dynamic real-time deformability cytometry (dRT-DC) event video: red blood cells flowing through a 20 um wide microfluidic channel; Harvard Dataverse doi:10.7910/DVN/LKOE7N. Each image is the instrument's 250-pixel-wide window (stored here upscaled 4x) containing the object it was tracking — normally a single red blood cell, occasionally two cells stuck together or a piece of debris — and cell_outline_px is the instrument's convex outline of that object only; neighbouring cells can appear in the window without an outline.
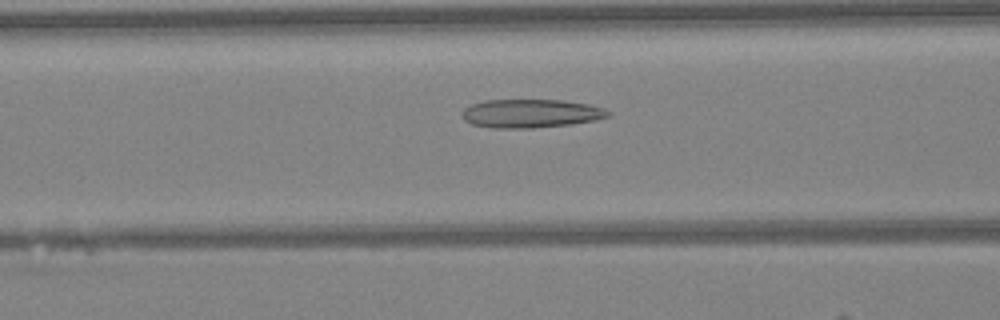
{"species": "Egyptian fruit bat (a non-hibernating species)", "species_latin": "Rousettus aegyptiacus", "temperature_condition": "warm", "stored_images_in_passage": 30, "camera_frame_rate_fps": 3000, "um_per_image_px": 0.085, "animal": {"sex": "female"}, "frame": {"image": 1, "passage_image": 11, "time_ms": 3.333, "image_size_px": [1000, 320], "cell_outline_px": [[612, 112], [608, 116], [596, 120], [572, 124], [532, 128], [492, 128], [472, 124], [464, 120], [460, 116], [460, 112], [464, 108], [472, 104], [484, 100], [564, 100], [588, 104], [604, 108]], "centroid_in_image_um": [45.1, 9.64], "position_along_channel_um": 121.5, "area_um2": 24.51}}
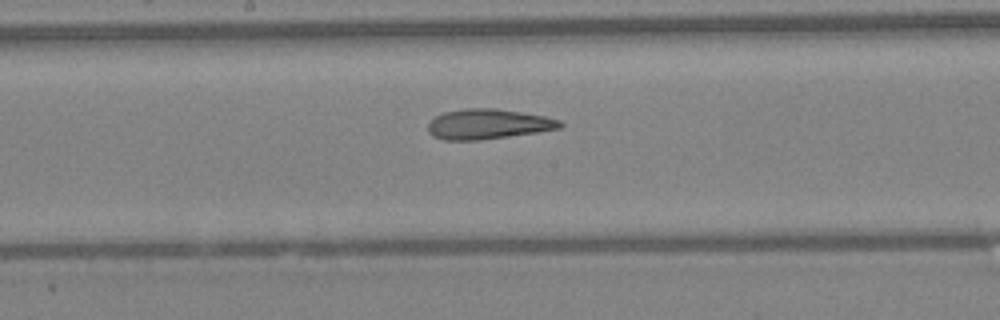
{"frame": {"image": 2, "passage_image": 17, "time_ms": 5.333, "image_size_px": [1000, 320], "cell_outline_px": [[564, 124], [560, 128], [536, 132], [476, 140], [444, 140], [432, 136], [428, 132], [428, 124], [436, 116], [444, 112], [464, 108], [496, 108], [544, 116], [560, 120]], "centroid_in_image_um": [41.46, 10.54], "position_along_channel_um": 206.7, "area_um2": 22.95}}
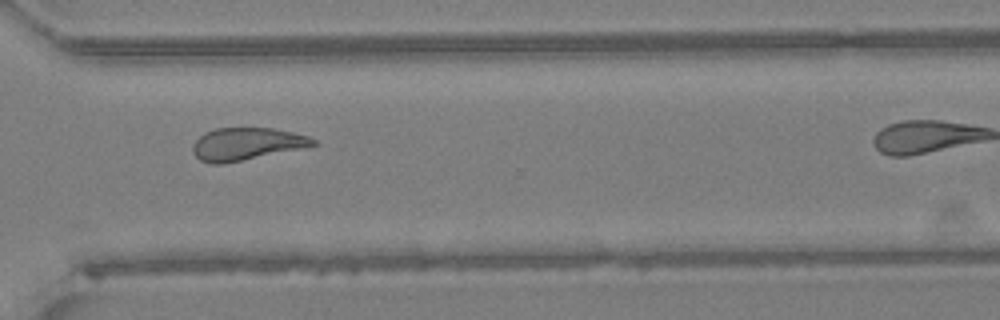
{"frame": {"image": 3, "passage_image": 27, "time_ms": 8.667, "image_size_px": [1000, 320], "cell_outline_px": [[316, 144], [304, 148], [224, 164], [212, 164], [200, 160], [192, 152], [192, 144], [204, 132], [216, 128], [272, 128], [292, 132], [308, 136], [316, 140]], "centroid_in_image_um": [20.93, 12.24], "position_along_channel_um": 349.7, "area_um2": 22.83}}